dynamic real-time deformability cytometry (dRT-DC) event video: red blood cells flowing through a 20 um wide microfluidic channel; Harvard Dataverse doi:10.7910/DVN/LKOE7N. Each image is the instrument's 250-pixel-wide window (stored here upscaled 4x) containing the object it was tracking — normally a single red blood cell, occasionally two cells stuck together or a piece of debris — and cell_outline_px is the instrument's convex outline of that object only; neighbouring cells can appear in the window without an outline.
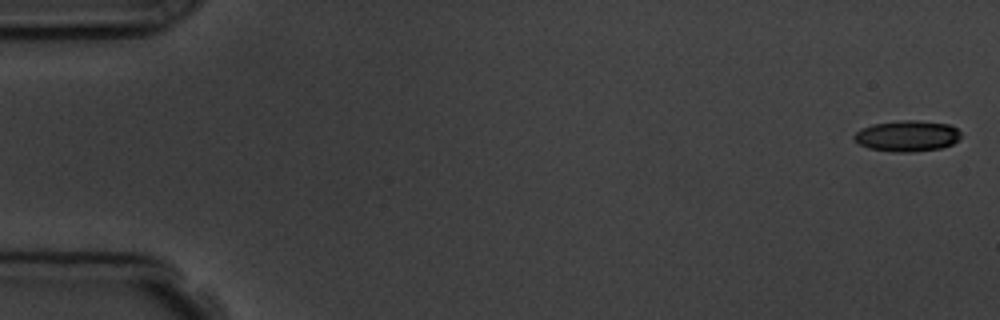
{"species": "common noctule bat (a hibernating species)", "species_latin": "Nyctalus noctula", "temperature_condition": "room temperature", "stored_images_in_passage": 4, "camera_frame_rate_fps": 3000, "um_per_image_px": 0.085, "animal": {"sex": "male", "body_mass_g": 19.5, "forearm_length_mm": 54.6}, "frame": {"image": 1, "passage_image": 1, "time_ms": 0.0, "image_size_px": [1000, 320], "cell_outline_px": [[960, 140], [952, 144], [940, 148], [908, 152], [896, 152], [868, 148], [860, 144], [852, 136], [856, 132], [872, 124], [900, 120], [916, 120], [948, 124], [956, 128], [960, 132]], "centroid_in_image_um": [77.12, 11.55], "position_along_channel_um": 7.9, "area_um2": 19.13}}